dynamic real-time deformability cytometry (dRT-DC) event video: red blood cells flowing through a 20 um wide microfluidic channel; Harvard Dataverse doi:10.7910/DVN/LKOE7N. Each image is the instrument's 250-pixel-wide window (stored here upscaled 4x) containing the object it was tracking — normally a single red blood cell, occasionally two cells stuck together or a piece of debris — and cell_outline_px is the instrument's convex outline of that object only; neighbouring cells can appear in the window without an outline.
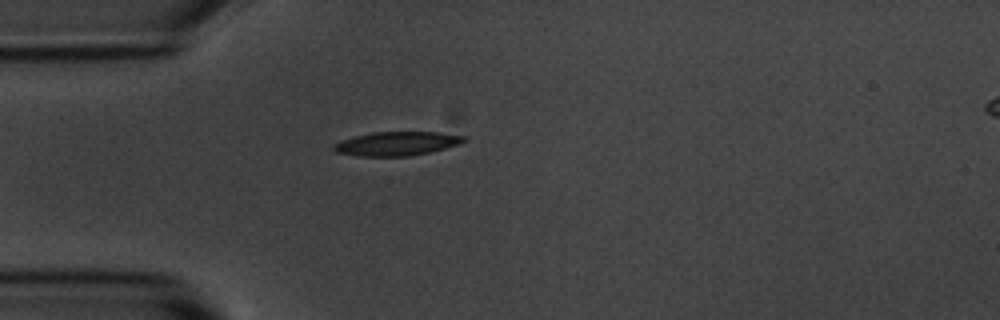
{"species": "common noctule bat (a hibernating species)", "species_latin": "Nyctalus noctula", "temperature_condition": "room temperature", "stored_images_in_passage": 40, "camera_frame_rate_fps": 3000, "um_per_image_px": 0.085, "animal": {"sex": "male", "body_mass_g": 20.1, "forearm_length_mm": 53.5}, "frame": {"image": 1, "passage_image": 1, "time_ms": 0.0, "image_size_px": [1000, 320], "cell_outline_px": [[468, 140], [460, 144], [428, 152], [408, 156], [356, 156], [336, 152], [332, 148], [332, 144], [356, 136], [372, 132], [436, 132], [468, 136]], "centroid_in_image_um": [33.75, 12.2], "position_along_channel_um": 51.3, "area_um2": 18.09}}
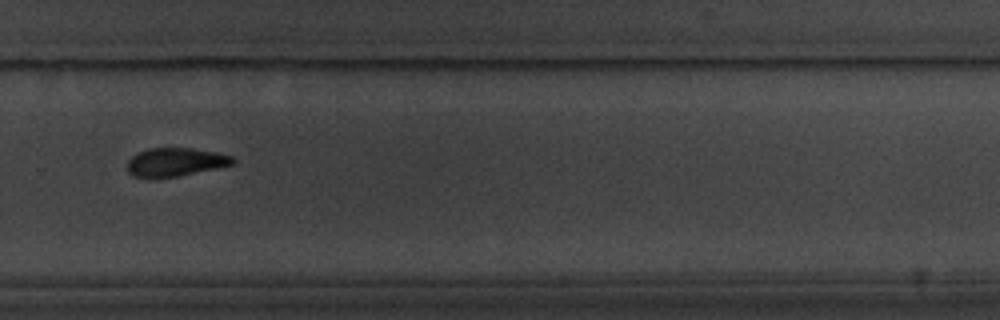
{"frame": {"image": 2, "passage_image": 23, "time_ms": 7.333, "image_size_px": [1000, 320], "cell_outline_px": [[236, 160], [232, 164], [216, 168], [176, 176], [132, 176], [128, 172], [128, 160], [136, 152], [148, 148], [192, 148], [232, 156]], "centroid_in_image_um": [14.88, 13.75], "position_along_channel_um": 314.9, "area_um2": 16.99}}
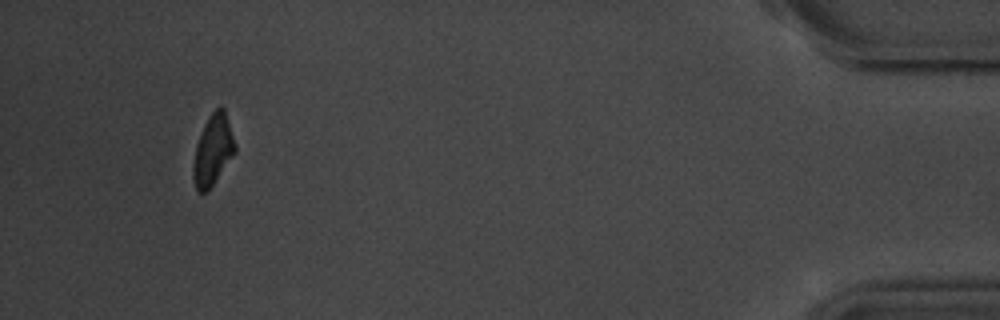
{"frame": {"image": 3, "passage_image": 37, "time_ms": 12.0, "image_size_px": [1000, 320], "cell_outline_px": [[236, 152], [208, 192], [196, 192], [192, 176], [192, 164], [196, 144], [204, 124], [208, 116], [220, 104], [224, 108], [236, 144]], "centroid_in_image_um": [18.09, 12.78], "position_along_channel_um": 417.1, "area_um2": 17.57}, "authors_computed_cell_mechanics": {"area_um2": 18.1203, "velocity_mm_per_s": 3.7099, "shape_relaxation_time_tau1_ms": 2.2274, "shape_relaxation_time_tau2_ms": 3.7161, "deformation_change_tau1": 0.1542, "deformation_change_tau2": 0.1082}}